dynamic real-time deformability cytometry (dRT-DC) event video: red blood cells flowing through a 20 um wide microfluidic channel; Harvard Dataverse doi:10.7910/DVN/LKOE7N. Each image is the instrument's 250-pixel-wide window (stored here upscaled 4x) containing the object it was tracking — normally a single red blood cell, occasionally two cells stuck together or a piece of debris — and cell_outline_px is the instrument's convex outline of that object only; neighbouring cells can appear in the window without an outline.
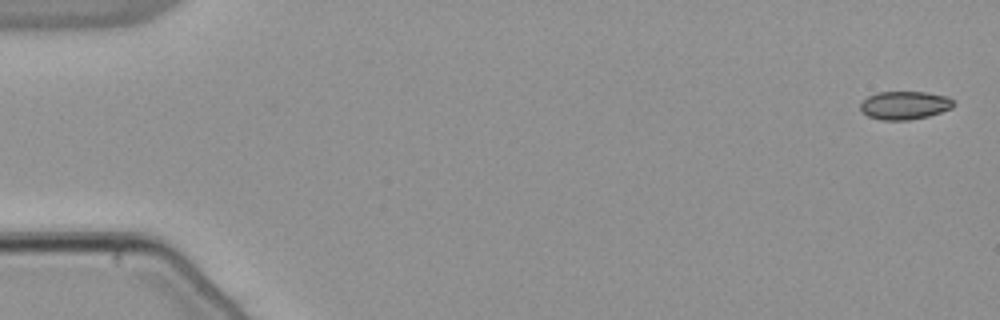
{"species": "common noctule bat (a hibernating species)", "species_latin": "Nyctalus noctula", "temperature_condition": "warm", "stored_images_in_passage": 53, "camera_frame_rate_fps": 3000, "um_per_image_px": 0.085, "animal": {"sex": "male", "body_mass_g": 21.5, "forearm_length_mm": 52.0}, "frame": {"image": 1, "passage_image": 1, "time_ms": 0.0, "image_size_px": [1000, 320], "cell_outline_px": [[956, 104], [952, 108], [928, 116], [908, 120], [880, 120], [868, 116], [860, 112], [860, 104], [868, 96], [876, 92], [924, 92], [948, 96]], "centroid_in_image_um": [76.88, 8.95], "position_along_channel_um": 8.1, "area_um2": 15.43}}
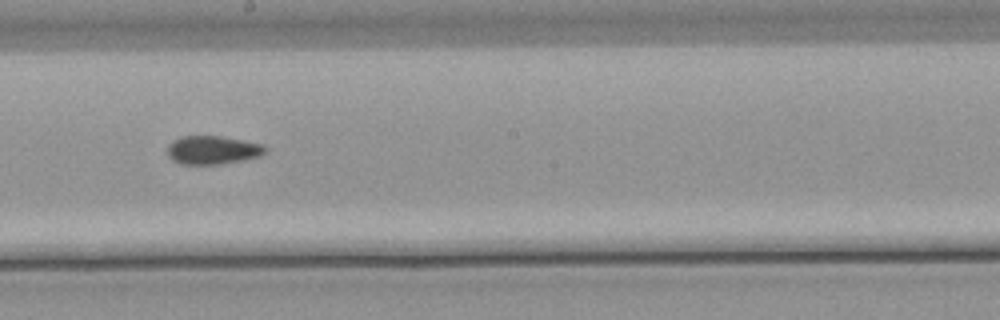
{"frame": {"image": 2, "passage_image": 30, "time_ms": 9.667, "image_size_px": [1000, 320], "cell_outline_px": [[268, 148], [260, 156], [244, 160], [220, 164], [180, 164], [172, 160], [168, 156], [168, 144], [172, 140], [180, 136], [220, 136], [244, 140], [264, 144]], "centroid_in_image_um": [18.07, 12.75], "position_along_channel_um": 230.1, "area_um2": 16.42}}
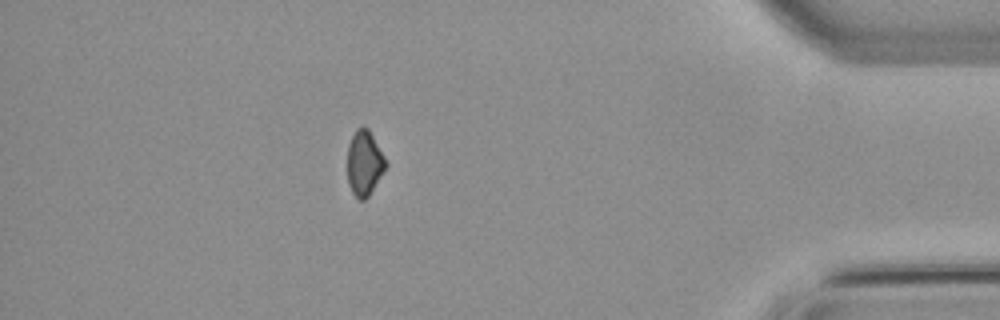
{"frame": {"image": 3, "passage_image": 47, "time_ms": 15.333, "image_size_px": [1000, 320], "cell_outline_px": [[388, 164], [368, 196], [364, 200], [360, 200], [352, 192], [348, 184], [348, 144], [356, 128], [368, 128], [384, 156]], "centroid_in_image_um": [30.96, 13.86], "position_along_channel_um": 404.2, "area_um2": 14.28}, "authors_computed_cell_mechanics": {"area_um2": 15.895, "velocity_mm_per_s": 3.8541, "shape_relaxation_time_tau1_ms": null, "shape_relaxation_time_tau2_ms": 2.8883, "deformation_change_tau1": null, "deformation_change_tau2": 0.0519}}